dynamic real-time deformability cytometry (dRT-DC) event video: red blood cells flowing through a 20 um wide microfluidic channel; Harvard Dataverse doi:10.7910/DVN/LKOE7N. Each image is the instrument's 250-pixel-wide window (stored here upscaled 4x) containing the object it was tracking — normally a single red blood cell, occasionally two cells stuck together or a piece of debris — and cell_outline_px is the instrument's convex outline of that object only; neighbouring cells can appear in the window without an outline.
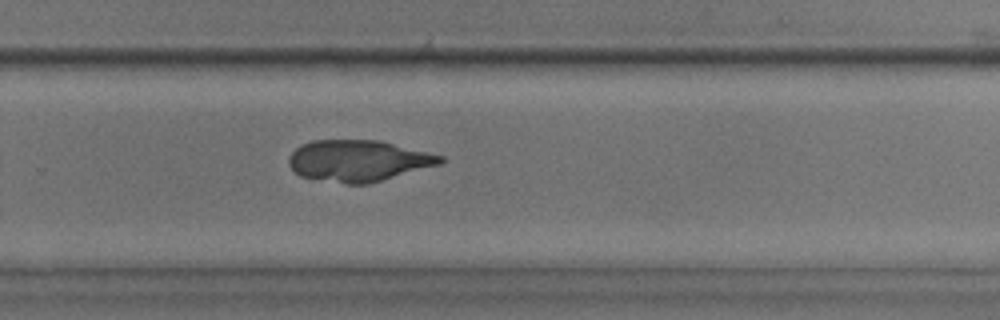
{"species": "common noctule bat (a hibernating species)", "species_latin": "Nyctalus noctula", "temperature_condition": "room temperature", "stored_images_in_passage": 52, "camera_frame_rate_fps": 3000, "um_per_image_px": 0.085, "animal": {"sex": "male", "body_mass_g": 17.9, "forearm_length_mm": 54.2}, "frame": {"image": 1, "passage_image": 35, "time_ms": 11.333, "image_size_px": [1000, 320], "cell_outline_px": [[444, 160], [440, 164], [368, 184], [348, 184], [300, 176], [288, 164], [288, 156], [300, 144], [312, 140], [376, 140], [444, 156]], "centroid_in_image_um": [30.42, 13.66], "position_along_channel_um": 299.4, "area_um2": 36.18}}
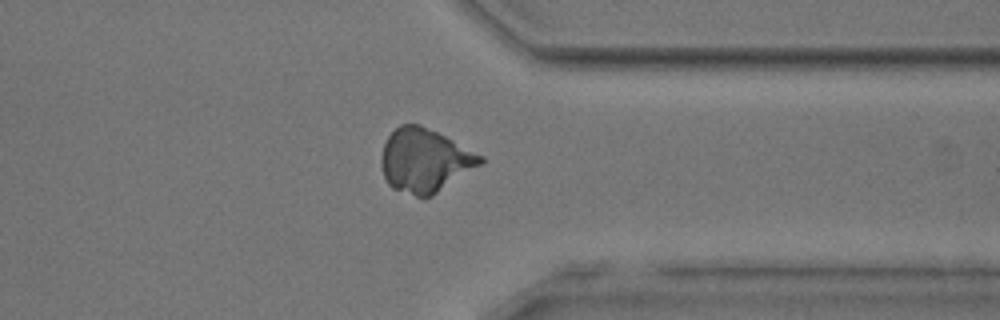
{"frame": {"image": 2, "passage_image": 41, "time_ms": 13.333, "image_size_px": [1000, 320], "cell_outline_px": [[484, 160], [480, 164], [432, 196], [416, 196], [392, 188], [388, 184], [384, 176], [380, 164], [380, 156], [384, 144], [388, 136], [400, 124], [420, 124], [484, 156]], "centroid_in_image_um": [36.06, 13.63], "position_along_channel_um": 375.3, "area_um2": 36.24}}
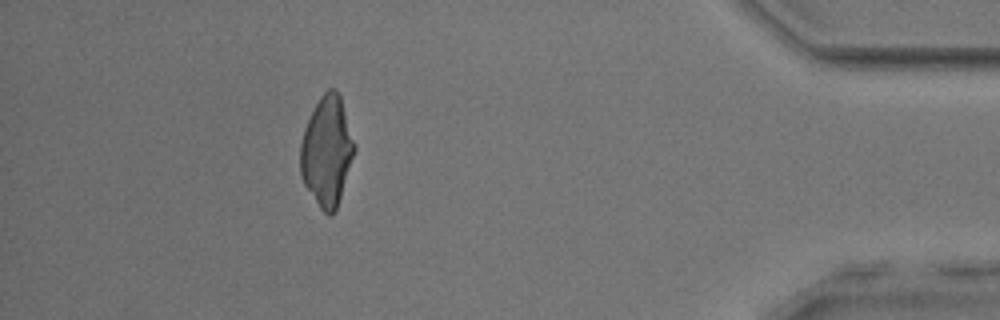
{"frame": {"image": 3, "passage_image": 47, "time_ms": 15.333, "image_size_px": [1000, 320], "cell_outline_px": [[356, 148], [336, 208], [332, 216], [328, 216], [320, 208], [304, 184], [300, 176], [300, 144], [304, 128], [320, 96], [328, 88], [336, 88], [340, 96], [356, 144]], "centroid_in_image_um": [27.78, 12.84], "position_along_channel_um": 407.4, "area_um2": 34.39}}